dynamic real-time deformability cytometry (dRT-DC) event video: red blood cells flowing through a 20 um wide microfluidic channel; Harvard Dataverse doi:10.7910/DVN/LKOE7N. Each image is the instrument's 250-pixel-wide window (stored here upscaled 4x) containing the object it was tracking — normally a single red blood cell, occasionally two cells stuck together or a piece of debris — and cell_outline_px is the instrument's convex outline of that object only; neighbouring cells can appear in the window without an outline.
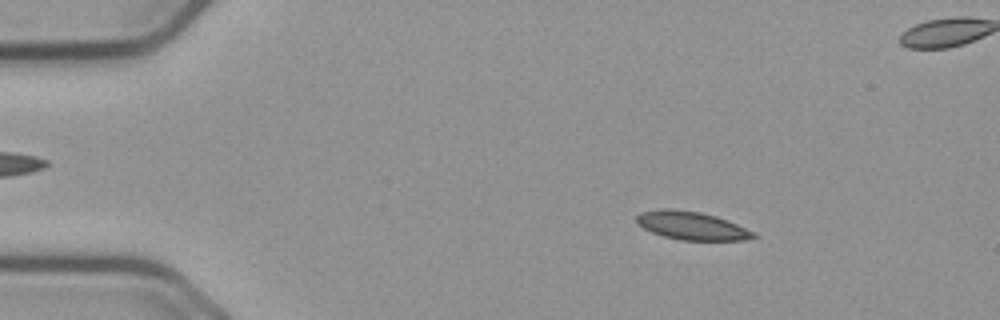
{"species": "common noctule bat (a hibernating species)", "species_latin": "Nyctalus noctula", "temperature_condition": "cold", "stored_images_in_passage": 57, "camera_frame_rate_fps": 3000, "um_per_image_px": 0.085, "animal": {"sex": "male", "body_mass_g": 23.1, "forearm_length_mm": 52.7}, "frame": {"image": 1, "passage_image": 9, "time_ms": 2.667, "image_size_px": [1000, 320], "cell_outline_px": [[756, 236], [744, 240], [680, 240], [664, 236], [652, 232], [644, 228], [636, 220], [636, 216], [640, 212], [660, 208], [672, 208], [700, 212], [716, 216], [728, 220], [756, 232]], "centroid_in_image_um": [58.8, 19.17], "position_along_channel_um": 26.2, "area_um2": 19.25}}
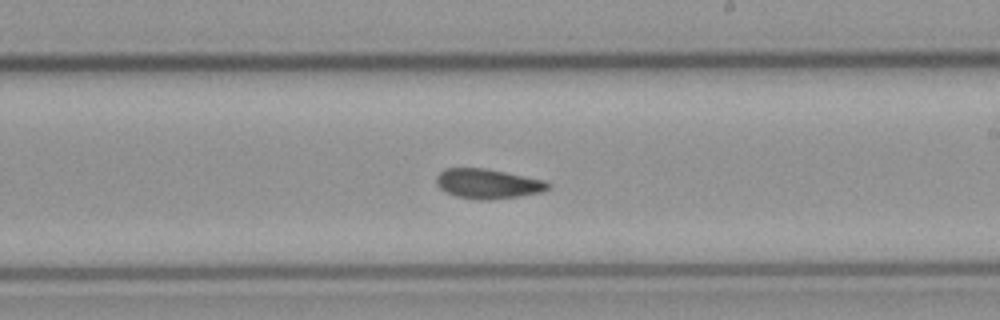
{"frame": {"image": 2, "passage_image": 33, "time_ms": 10.667, "image_size_px": [1000, 320], "cell_outline_px": [[552, 184], [544, 192], [520, 196], [488, 200], [476, 200], [456, 196], [444, 192], [436, 184], [436, 176], [444, 168], [484, 168], [544, 180]], "centroid_in_image_um": [41.45, 15.63], "position_along_channel_um": 247.6, "area_um2": 19.48}}
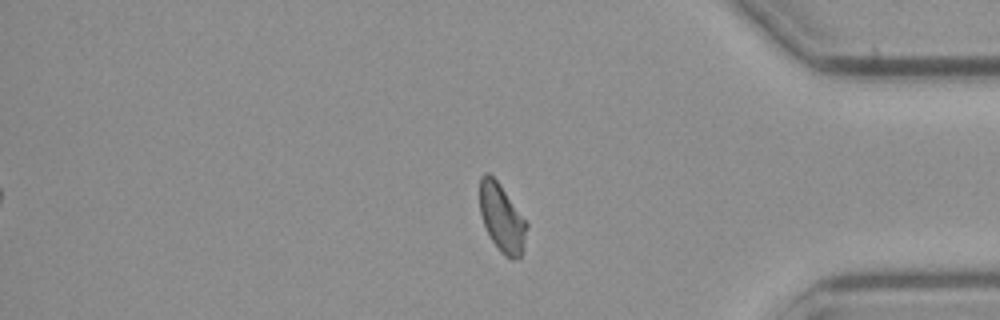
{"frame": {"image": 3, "passage_image": 47, "time_ms": 15.333, "image_size_px": [1000, 320], "cell_outline_px": [[528, 224], [524, 248], [520, 256], [516, 260], [512, 260], [504, 256], [500, 252], [492, 240], [484, 224], [480, 212], [480, 176], [484, 172], [488, 172], [496, 180]], "centroid_in_image_um": [42.66, 18.56], "position_along_channel_um": 392.5, "area_um2": 18.38}, "authors_computed_cell_mechanics": {"area_um2": 19.1896, "velocity_mm_per_s": 3.6403, "shape_relaxation_time_tau1_ms": null, "shape_relaxation_time_tau2_ms": 2.9235, "deformation_change_tau1": null, "deformation_change_tau2": 0.0775}}